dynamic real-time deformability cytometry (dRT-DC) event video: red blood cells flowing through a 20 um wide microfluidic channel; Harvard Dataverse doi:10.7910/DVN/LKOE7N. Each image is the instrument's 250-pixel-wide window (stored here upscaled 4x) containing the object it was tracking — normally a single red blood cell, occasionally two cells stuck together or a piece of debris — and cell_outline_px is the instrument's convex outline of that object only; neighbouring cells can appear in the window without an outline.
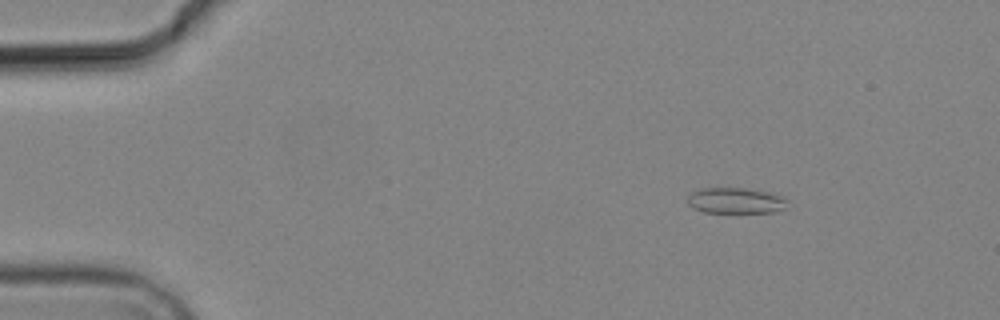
{"species": "common noctule bat (a hibernating species)", "species_latin": "Nyctalus noctula", "temperature_condition": "cold", "stored_images_in_passage": 5, "camera_frame_rate_fps": 3000, "um_per_image_px": 0.085, "animal": {"sex": "male", "body_mass_g": 19.2, "forearm_length_mm": 51.8}, "frame": {"image": 1, "passage_image": 2, "time_ms": 1.333, "image_size_px": [1000, 320], "cell_outline_px": [[784, 208], [776, 212], [704, 212], [692, 208], [688, 204], [688, 196], [692, 192], [700, 188], [744, 188], [768, 192], [780, 196], [784, 200]], "centroid_in_image_um": [62.45, 17.05], "position_along_channel_um": 22.6, "area_um2": 14.74}}
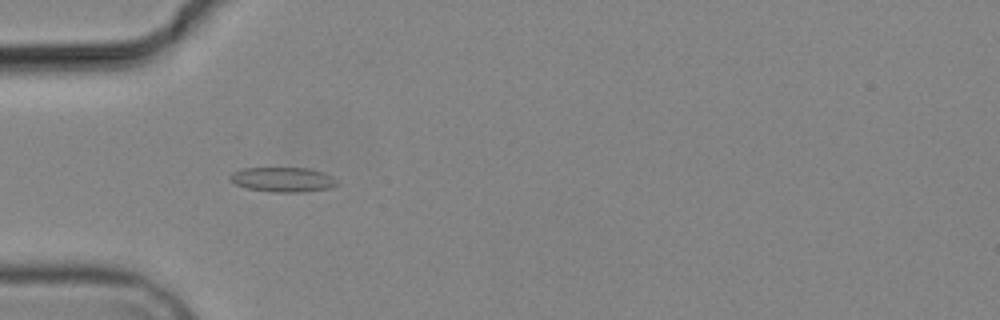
{"frame": {"image": 2, "passage_image": 5, "time_ms": 4.667, "image_size_px": [1000, 320], "cell_outline_px": [[336, 184], [332, 188], [300, 192], [272, 192], [248, 188], [236, 184], [228, 180], [228, 176], [232, 172], [244, 168], [312, 168], [324, 172], [332, 176], [336, 180]], "centroid_in_image_um": [24.03, 15.25], "position_along_channel_um": 61.0, "area_um2": 15.49}}